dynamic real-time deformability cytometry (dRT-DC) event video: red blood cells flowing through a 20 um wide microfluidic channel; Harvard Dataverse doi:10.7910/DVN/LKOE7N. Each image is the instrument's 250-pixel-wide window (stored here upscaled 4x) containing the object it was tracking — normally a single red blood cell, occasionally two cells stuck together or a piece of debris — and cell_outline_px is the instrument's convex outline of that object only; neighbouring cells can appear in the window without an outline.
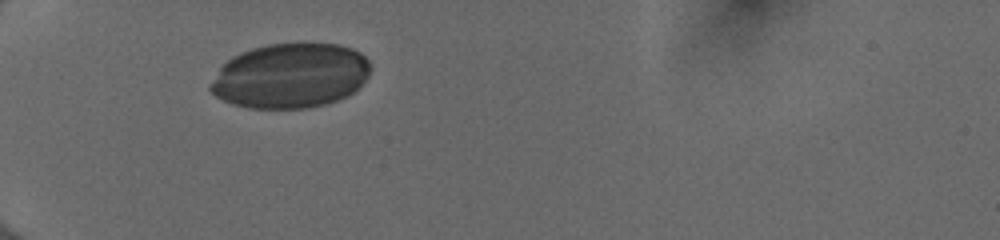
{"species": "human", "species_latin": "Homo sapiens", "temperature_condition": "cold", "stored_images_in_passage": 30, "camera_frame_rate_fps": 3000, "um_per_image_px": 0.085, "donor": {"sex": "female"}, "frame": {"image": 1, "passage_image": 1, "time_ms": 0.0, "image_size_px": [1000, 240], "cell_outline_px": [[372, 68], [368, 76], [348, 96], [324, 104], [308, 108], [248, 108], [232, 104], [216, 96], [208, 88], [208, 84], [220, 68], [232, 56], [240, 52], [252, 48], [268, 44], [300, 40], [304, 40], [340, 44], [352, 48], [360, 52], [368, 60]], "centroid_in_image_um": [24.69, 6.39], "position_along_channel_um": 60.3, "area_um2": 61.56}}
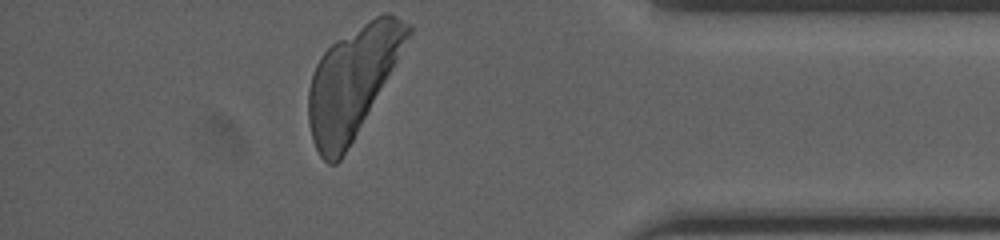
{"frame": {"image": 2, "passage_image": 30, "time_ms": 9.667, "image_size_px": [1000, 240], "cell_outline_px": [[412, 32], [352, 140], [340, 160], [336, 164], [328, 164], [320, 156], [312, 140], [308, 120], [308, 88], [312, 72], [320, 56], [336, 40], [376, 16], [388, 12], [412, 24]], "centroid_in_image_um": [29.91, 6.94], "position_along_channel_um": 405.3, "area_um2": 62.02}}